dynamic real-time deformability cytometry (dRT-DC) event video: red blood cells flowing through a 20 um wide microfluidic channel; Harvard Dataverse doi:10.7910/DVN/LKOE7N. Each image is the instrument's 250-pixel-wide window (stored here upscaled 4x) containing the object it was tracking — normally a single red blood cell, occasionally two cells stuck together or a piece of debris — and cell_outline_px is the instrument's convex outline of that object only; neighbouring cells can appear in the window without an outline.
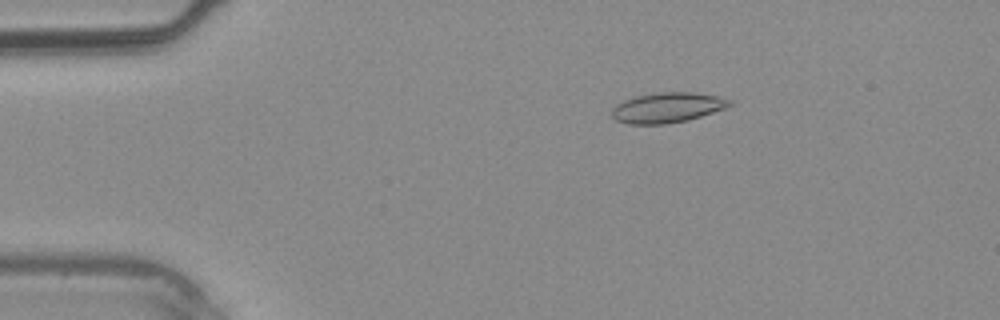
{"species": "common noctule bat (a hibernating species)", "species_latin": "Nyctalus noctula", "temperature_condition": "warm", "stored_images_in_passage": 3, "camera_frame_rate_fps": 3000, "um_per_image_px": 0.085, "animal": {"sex": "male", "body_mass_g": 20.4}, "frame": {"image": 1, "passage_image": 2, "time_ms": 1.0, "image_size_px": [1000, 320], "cell_outline_px": [[732, 104], [728, 108], [688, 120], [664, 124], [628, 124], [616, 120], [612, 116], [612, 108], [616, 104], [624, 100], [636, 96], [660, 92], [696, 92], [716, 96], [732, 100]], "centroid_in_image_um": [56.75, 9.14], "position_along_channel_um": 28.3, "area_um2": 20.81}}